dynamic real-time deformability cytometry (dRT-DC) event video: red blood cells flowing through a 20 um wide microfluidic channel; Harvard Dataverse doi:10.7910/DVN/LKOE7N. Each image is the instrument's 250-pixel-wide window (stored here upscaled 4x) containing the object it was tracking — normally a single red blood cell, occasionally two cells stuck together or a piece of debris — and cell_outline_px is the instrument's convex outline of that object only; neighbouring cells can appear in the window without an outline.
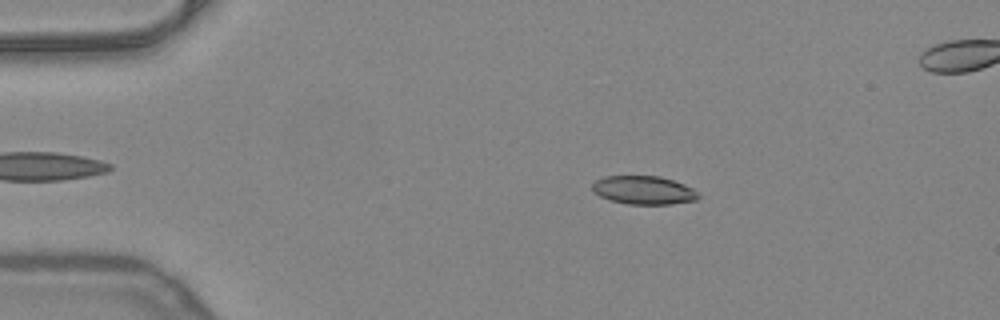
{"species": "common noctule bat (a hibernating species)", "species_latin": "Nyctalus noctula", "temperature_condition": "warm", "stored_images_in_passage": 41, "camera_frame_rate_fps": 3000, "um_per_image_px": 0.085, "animal": {"sex": "female", "body_mass_g": 24.6, "forearm_length_mm": 56.2}, "frame": {"image": 1, "passage_image": 7, "time_ms": 2.0, "image_size_px": [1000, 320], "cell_outline_px": [[700, 196], [696, 200], [672, 204], [628, 204], [608, 200], [592, 192], [592, 184], [596, 180], [604, 176], [660, 176], [684, 184], [692, 188]], "centroid_in_image_um": [54.68, 16.16], "position_along_channel_um": 30.3, "area_um2": 17.63}}
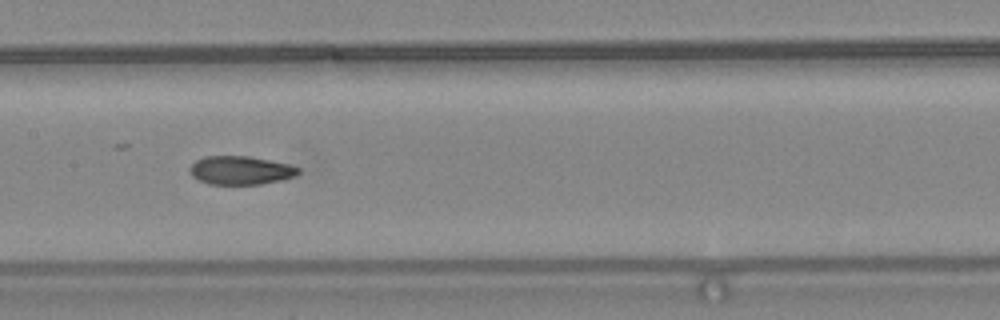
{"frame": {"image": 2, "passage_image": 23, "time_ms": 7.333, "image_size_px": [1000, 320], "cell_outline_px": [[300, 172], [296, 176], [280, 180], [260, 184], [208, 184], [192, 176], [188, 168], [196, 160], [204, 156], [248, 156], [288, 164], [300, 168]], "centroid_in_image_um": [20.44, 14.47], "position_along_channel_um": 187.0, "area_um2": 17.98}}
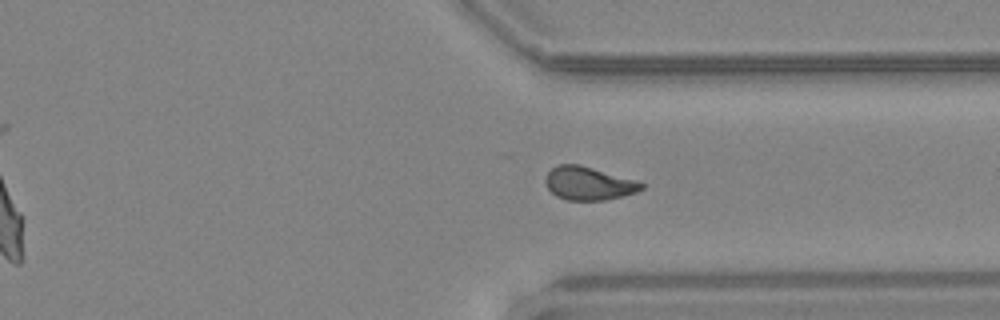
{"frame": {"image": 3, "passage_image": 36, "time_ms": 11.667, "image_size_px": [1000, 320], "cell_outline_px": [[644, 188], [636, 192], [604, 200], [568, 200], [556, 196], [548, 188], [544, 180], [548, 172], [552, 168], [560, 164], [580, 164], [636, 180], [644, 184]], "centroid_in_image_um": [50.02, 15.58], "position_along_channel_um": 361.4, "area_um2": 18.5}, "authors_computed_cell_mechanics": {"area_um2": 18.6116, "velocity_mm_per_s": 4.0312, "shape_relaxation_time_tau1_ms": 11.3153, "shape_relaxation_time_tau2_ms": 2.0024, "deformation_change_tau1": 0.2665, "deformation_change_tau2": 0.0796}}